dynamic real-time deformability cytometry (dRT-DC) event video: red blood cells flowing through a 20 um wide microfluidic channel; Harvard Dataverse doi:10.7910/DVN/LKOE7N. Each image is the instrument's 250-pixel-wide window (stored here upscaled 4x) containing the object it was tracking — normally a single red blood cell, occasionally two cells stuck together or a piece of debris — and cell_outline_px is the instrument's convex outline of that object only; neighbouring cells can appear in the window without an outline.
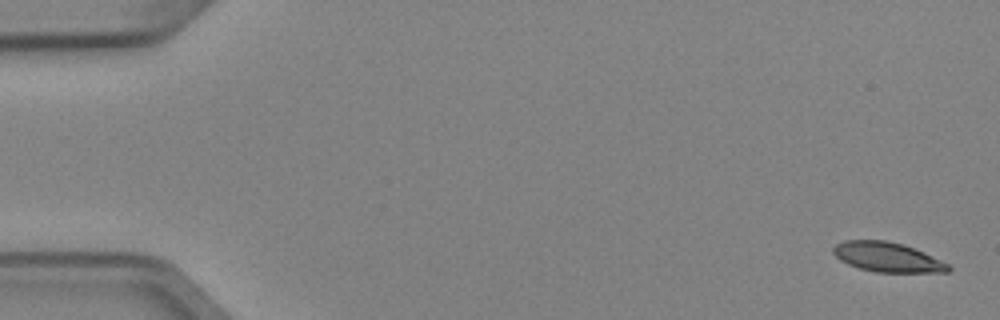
{"species": "Egyptian fruit bat (a non-hibernating species)", "species_latin": "Rousettus aegyptiacus", "temperature_condition": "cold", "stored_images_in_passage": 5, "segment_of_instrument_passage": [1, 2], "camera_frame_rate_fps": 3000, "um_per_image_px": 0.085, "animal": {"sex": "female"}, "frame": {"image": 1, "passage_image": 1, "time_ms": 0.0, "image_size_px": [1000, 320], "cell_outline_px": [[952, 268], [948, 272], [876, 272], [860, 268], [848, 264], [840, 260], [832, 252], [832, 248], [836, 244], [844, 240], [888, 240], [904, 244], [924, 252], [948, 264]], "centroid_in_image_um": [75.41, 21.84], "position_along_channel_um": 9.6, "area_um2": 19.88}}